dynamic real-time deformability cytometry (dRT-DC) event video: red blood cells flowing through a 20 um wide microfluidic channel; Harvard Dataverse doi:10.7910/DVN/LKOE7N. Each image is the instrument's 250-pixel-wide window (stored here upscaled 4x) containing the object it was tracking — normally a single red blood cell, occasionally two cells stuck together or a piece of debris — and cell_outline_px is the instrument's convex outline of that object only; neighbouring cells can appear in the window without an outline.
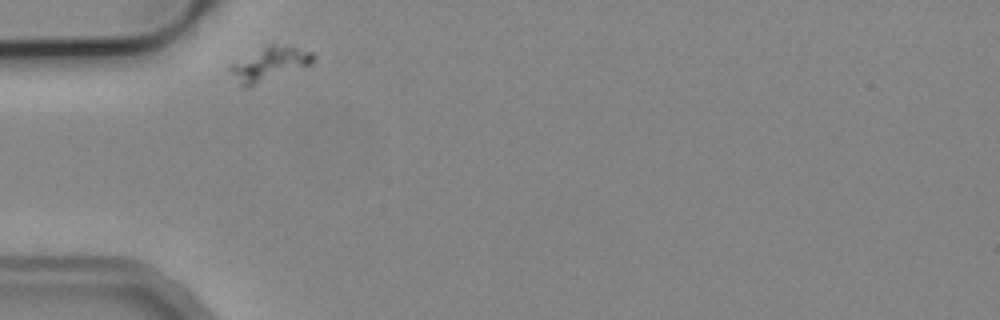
{"species": "common noctule bat (a hibernating species)", "species_latin": "Nyctalus noctula", "temperature_condition": "cold", "stored_images_in_passage": 2, "camera_frame_rate_fps": 3000, "um_per_image_px": 0.085, "animal": {"sex": "male", "body_mass_g": 19.2, "forearm_length_mm": 51.8}, "frame": {"image": 1, "passage_image": 1, "time_ms": 0.0, "image_size_px": [1000, 320], "cell_outline_px": [[316, 56], [312, 64], [244, 88], [240, 84], [228, 68], [232, 64], [268, 44], [272, 44], [296, 48], [312, 52]], "centroid_in_image_um": [22.93, 5.43], "position_along_channel_um": 62.1, "area_um2": 15.61}}